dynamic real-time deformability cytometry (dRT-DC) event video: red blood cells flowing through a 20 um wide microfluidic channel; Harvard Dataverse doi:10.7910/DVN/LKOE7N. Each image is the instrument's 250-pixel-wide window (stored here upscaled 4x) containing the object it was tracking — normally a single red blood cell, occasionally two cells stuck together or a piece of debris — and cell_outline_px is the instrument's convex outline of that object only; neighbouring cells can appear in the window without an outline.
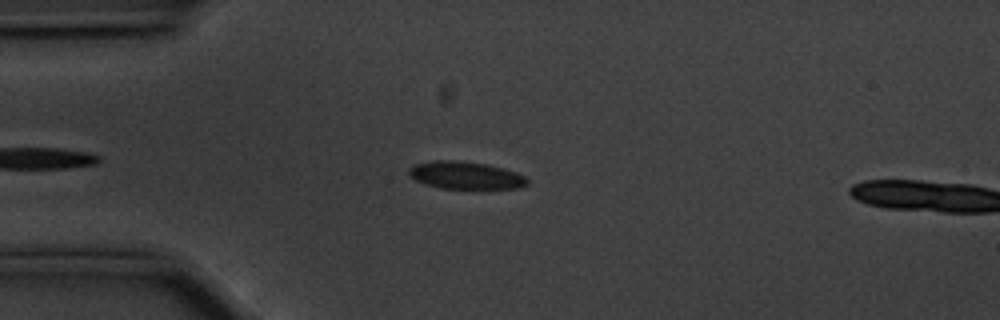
{"species": "common noctule bat (a hibernating species)", "species_latin": "Nyctalus noctula", "temperature_condition": "cold", "stored_images_in_passage": 12, "camera_frame_rate_fps": 3000, "um_per_image_px": 0.085, "animal": {"sex": "male", "body_mass_g": 20.1, "forearm_length_mm": 53.5}, "frame": {"image": 1, "passage_image": 10, "time_ms": 3.0, "image_size_px": [1000, 320], "cell_outline_px": [[528, 184], [520, 188], [440, 188], [424, 184], [408, 176], [408, 168], [416, 164], [432, 160], [456, 160], [484, 164], [504, 168], [516, 172], [524, 176], [528, 180]], "centroid_in_image_um": [39.54, 14.9], "position_along_channel_um": 45.5, "area_um2": 18.96}}